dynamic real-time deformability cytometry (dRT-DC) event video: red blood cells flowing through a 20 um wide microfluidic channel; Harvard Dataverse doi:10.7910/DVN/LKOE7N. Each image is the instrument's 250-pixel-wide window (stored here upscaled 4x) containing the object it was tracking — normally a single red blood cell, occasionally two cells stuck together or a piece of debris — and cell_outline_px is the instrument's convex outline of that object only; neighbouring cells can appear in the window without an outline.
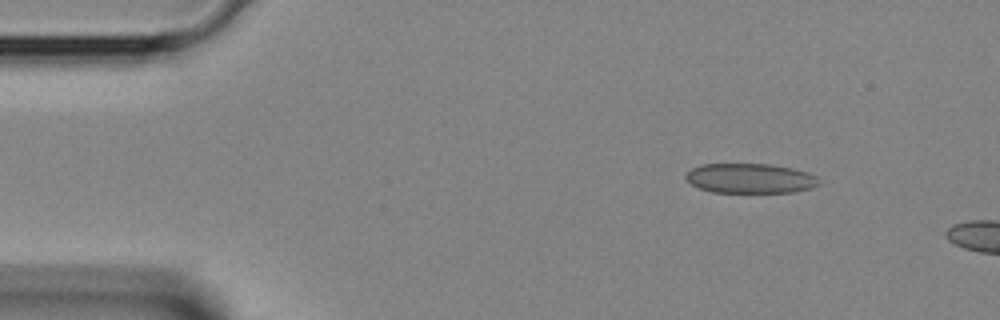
{"species": "Egyptian fruit bat (a non-hibernating species)", "species_latin": "Rousettus aegyptiacus", "temperature_condition": "room temperature", "stored_images_in_passage": 3, "camera_frame_rate_fps": 3000, "um_per_image_px": 0.085, "animal": {"sex": "female"}, "frame": {"image": 1, "passage_image": 2, "time_ms": 0.333, "image_size_px": [1000, 320], "cell_outline_px": [[820, 184], [812, 188], [792, 192], [712, 192], [700, 188], [692, 184], [684, 176], [692, 168], [704, 164], [768, 164], [792, 168], [808, 172], [816, 176]], "centroid_in_image_um": [63.79, 15.16], "position_along_channel_um": 21.2, "area_um2": 22.95}}